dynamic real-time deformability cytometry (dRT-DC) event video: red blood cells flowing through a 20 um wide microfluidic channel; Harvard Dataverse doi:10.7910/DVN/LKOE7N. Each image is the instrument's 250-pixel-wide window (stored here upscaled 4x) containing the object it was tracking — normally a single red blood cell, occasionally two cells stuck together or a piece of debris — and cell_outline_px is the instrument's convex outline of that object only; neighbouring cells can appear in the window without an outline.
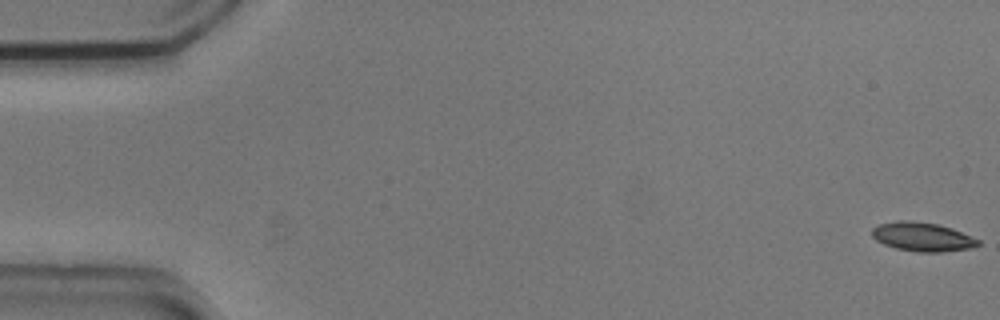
{"species": "common noctule bat (a hibernating species)", "species_latin": "Nyctalus noctula", "temperature_condition": "cold", "stored_images_in_passage": 8, "camera_frame_rate_fps": 3000, "um_per_image_px": 0.085, "animal": {"sex": "male", "body_mass_g": 20.5, "forearm_length_mm": 52.5}, "frame": {"image": 1, "passage_image": 1, "time_ms": 0.0, "image_size_px": [1000, 320], "cell_outline_px": [[980, 244], [972, 248], [944, 252], [916, 252], [896, 248], [884, 244], [876, 240], [872, 236], [872, 228], [880, 224], [896, 220], [908, 220], [936, 224], [952, 228], [980, 240]], "centroid_in_image_um": [78.41, 20.13], "position_along_channel_um": 6.6, "area_um2": 17.92}}